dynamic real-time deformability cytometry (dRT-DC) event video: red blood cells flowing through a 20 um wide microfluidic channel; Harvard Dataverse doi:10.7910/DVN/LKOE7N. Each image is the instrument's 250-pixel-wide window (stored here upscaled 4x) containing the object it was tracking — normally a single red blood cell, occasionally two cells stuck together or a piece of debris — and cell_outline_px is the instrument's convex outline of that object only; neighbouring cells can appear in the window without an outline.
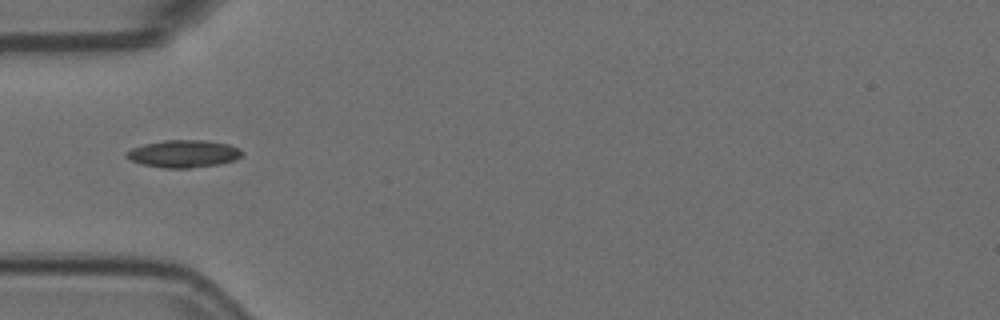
{"species": "Egyptian fruit bat (a non-hibernating species)", "species_latin": "Rousettus aegyptiacus", "temperature_condition": "room temperature", "stored_images_in_passage": 4, "segment_of_instrument_passage": [2, 2], "camera_frame_rate_fps": 3000, "um_per_image_px": 0.085, "animal": {"sex": "female"}, "frame": {"image": 1, "passage_image": 3, "time_ms": 0.667, "image_size_px": [1000, 320], "cell_outline_px": [[244, 152], [240, 156], [232, 160], [220, 164], [188, 168], [164, 168], [144, 164], [132, 160], [124, 156], [124, 152], [132, 148], [144, 144], [164, 140], [204, 140], [228, 144], [240, 148]], "centroid_in_image_um": [15.59, 13.06], "position_along_channel_um": 69.4, "area_um2": 18.38}}
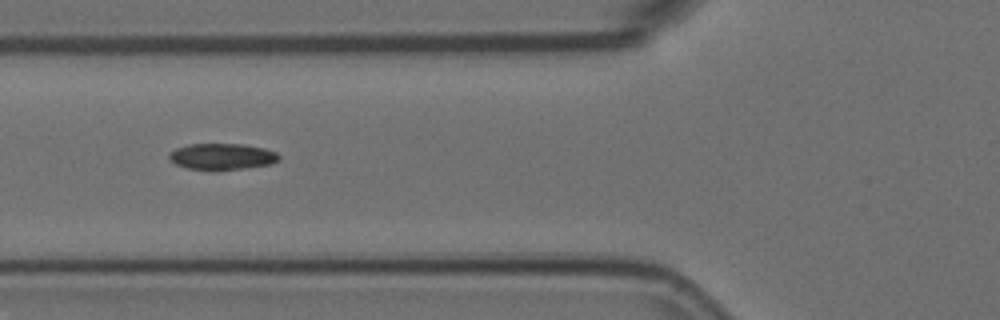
{"frame": {"image": 2, "passage_image": 4, "time_ms": 1.0, "image_size_px": [1000, 320], "cell_outline_px": [[280, 160], [268, 164], [244, 168], [188, 168], [176, 164], [168, 156], [168, 152], [176, 148], [188, 144], [244, 144], [264, 148], [276, 152], [280, 156]], "centroid_in_image_um": [18.88, 13.26], "position_along_channel_um": 106.9, "area_um2": 16.3}}